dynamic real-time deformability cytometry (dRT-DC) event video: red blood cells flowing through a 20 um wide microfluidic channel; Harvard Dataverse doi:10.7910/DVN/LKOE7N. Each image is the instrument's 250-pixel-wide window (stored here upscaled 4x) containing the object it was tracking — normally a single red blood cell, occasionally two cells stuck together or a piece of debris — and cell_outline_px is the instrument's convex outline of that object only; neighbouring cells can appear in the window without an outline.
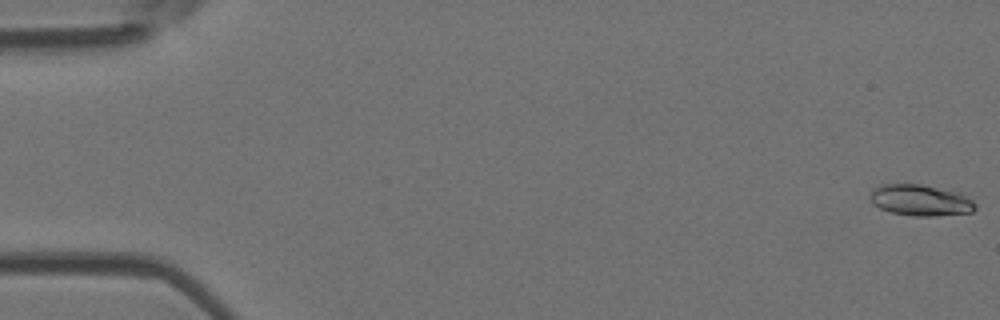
{"species": "Egyptian fruit bat (a non-hibernating species)", "species_latin": "Rousettus aegyptiacus", "temperature_condition": "room temperature", "stored_images_in_passage": 55, "segment_of_instrument_passage": [1, 2], "camera_frame_rate_fps": 3000, "um_per_image_px": 0.085, "animal": {"sex": "female"}, "frame": {"image": 1, "passage_image": 1, "time_ms": 0.0, "image_size_px": [1000, 320], "cell_outline_px": [[976, 208], [972, 212], [936, 216], [912, 216], [892, 212], [880, 208], [872, 204], [872, 192], [880, 184], [920, 184], [956, 192], [972, 200], [976, 204]], "centroid_in_image_um": [78.25, 17.03], "position_along_channel_um": 6.8, "area_um2": 18.79}}
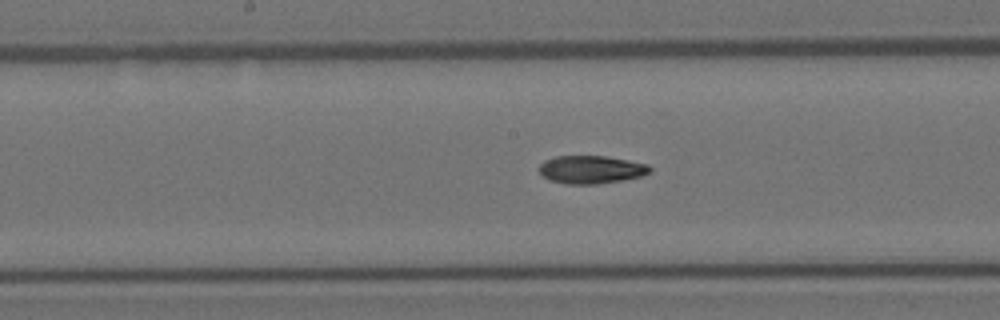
{"frame": {"image": 2, "passage_image": 28, "time_ms": 9.0, "image_size_px": [1000, 320], "cell_outline_px": [[652, 172], [640, 176], [620, 180], [596, 184], [568, 184], [548, 180], [540, 172], [540, 164], [544, 160], [556, 156], [608, 156], [648, 164], [652, 168]], "centroid_in_image_um": [50.25, 14.4], "position_along_channel_um": 197.9, "area_um2": 18.03}}
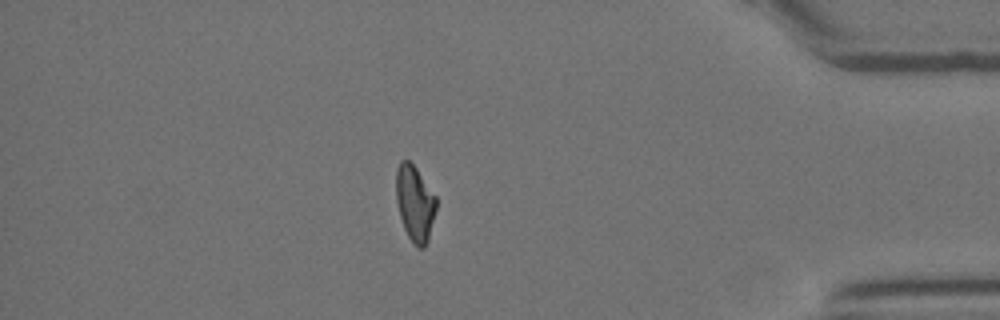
{"frame": {"image": 3, "passage_image": 47, "time_ms": 15.333, "image_size_px": [1000, 320], "cell_outline_px": [[436, 208], [428, 240], [424, 248], [416, 248], [412, 244], [404, 228], [400, 216], [396, 200], [396, 168], [400, 160], [408, 160], [416, 168], [436, 196]], "centroid_in_image_um": [35.25, 17.29], "position_along_channel_um": 399.9, "area_um2": 17.74}}